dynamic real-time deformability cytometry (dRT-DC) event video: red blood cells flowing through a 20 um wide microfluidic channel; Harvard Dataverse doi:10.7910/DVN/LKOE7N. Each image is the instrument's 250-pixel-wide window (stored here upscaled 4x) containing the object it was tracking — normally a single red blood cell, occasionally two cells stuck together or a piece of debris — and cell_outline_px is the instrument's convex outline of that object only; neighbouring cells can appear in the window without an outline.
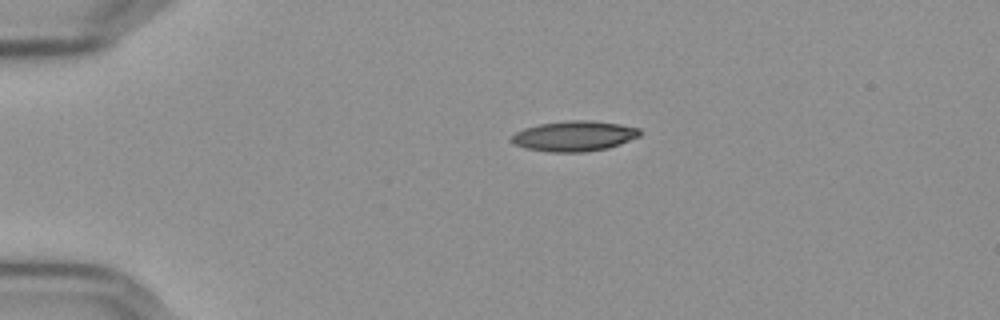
{"species": "Egyptian fruit bat (a non-hibernating species)", "species_latin": "Rousettus aegyptiacus", "temperature_condition": "cold", "stored_images_in_passage": 45, "camera_frame_rate_fps": 3000, "um_per_image_px": 0.085, "frame": {"image": 1, "passage_image": 1, "time_ms": 0.0, "image_size_px": [1000, 320], "cell_outline_px": [[640, 136], [620, 144], [608, 148], [584, 152], [548, 152], [528, 148], [516, 144], [508, 140], [516, 132], [524, 128], [540, 124], [564, 120], [592, 120], [620, 124], [640, 128]], "centroid_in_image_um": [48.82, 11.56], "position_along_channel_um": 36.2, "area_um2": 22.72}}
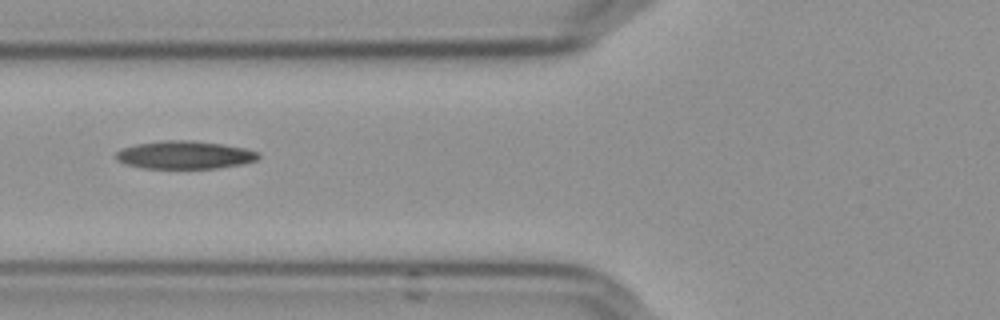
{"frame": {"image": 2, "passage_image": 11, "time_ms": 3.333, "image_size_px": [1000, 320], "cell_outline_px": [[260, 156], [256, 160], [244, 164], [220, 168], [144, 168], [124, 164], [116, 160], [116, 152], [120, 148], [136, 144], [160, 140], [192, 140], [224, 144], [244, 148], [260, 152]], "centroid_in_image_um": [15.7, 13.16], "position_along_channel_um": 110.1, "area_um2": 23.52}}
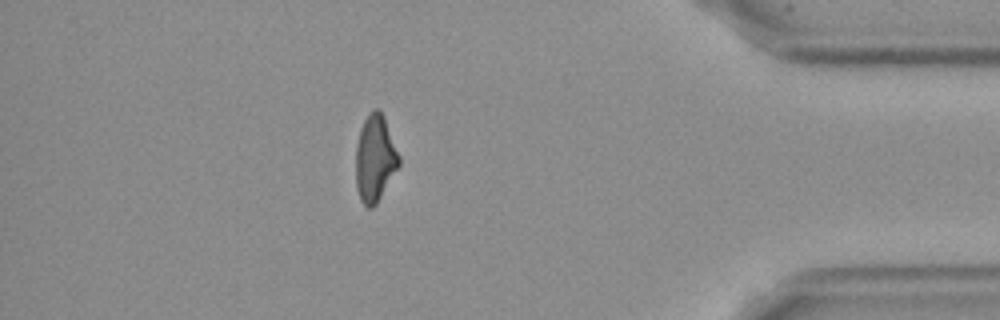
{"frame": {"image": 3, "passage_image": 38, "time_ms": 12.333, "image_size_px": [1000, 320], "cell_outline_px": [[400, 164], [376, 204], [372, 208], [368, 208], [360, 200], [356, 188], [356, 144], [360, 128], [364, 120], [372, 108], [380, 108], [384, 116], [400, 156]], "centroid_in_image_um": [31.87, 13.43], "position_along_channel_um": 403.3, "area_um2": 21.96}, "authors_computed_cell_mechanics": {"area_um2": 22.542, "velocity_mm_per_s": 3.6524, "shape_relaxation_time_tau1_ms": null, "shape_relaxation_time_tau2_ms": 9.0881, "deformation_change_tau1": null, "deformation_change_tau2": 0.2005}}